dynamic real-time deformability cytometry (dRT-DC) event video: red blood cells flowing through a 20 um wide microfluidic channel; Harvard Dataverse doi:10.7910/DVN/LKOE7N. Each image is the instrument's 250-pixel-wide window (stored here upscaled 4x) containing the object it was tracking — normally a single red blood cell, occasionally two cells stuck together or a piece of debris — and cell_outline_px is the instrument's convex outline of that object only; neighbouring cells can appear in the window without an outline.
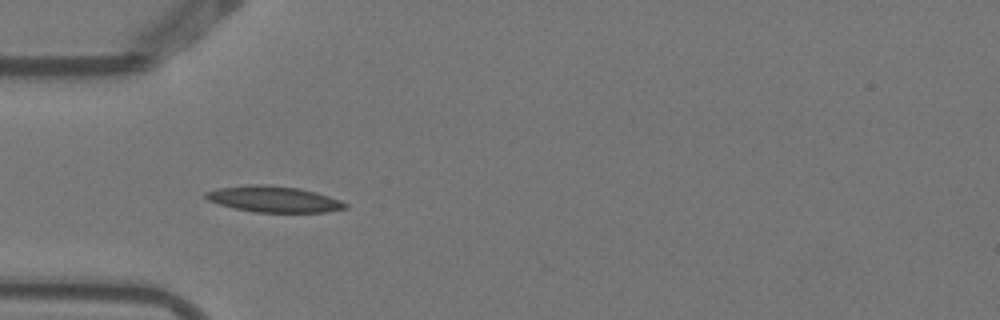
{"species": "Egyptian fruit bat (a non-hibernating species)", "species_latin": "Rousettus aegyptiacus", "temperature_condition": "warm", "stored_images_in_passage": 2, "camera_frame_rate_fps": 3000, "um_per_image_px": 0.085, "animal": {"sex": "female"}, "frame": {"image": 1, "passage_image": 1, "time_ms": 0.0, "image_size_px": [1000, 320], "cell_outline_px": [[348, 208], [324, 212], [256, 212], [236, 208], [220, 204], [208, 200], [204, 196], [204, 192], [216, 188], [252, 184], [260, 184], [300, 188], [316, 192], [340, 200], [348, 204]], "centroid_in_image_um": [23.27, 16.92], "position_along_channel_um": 61.7, "area_um2": 21.1}}
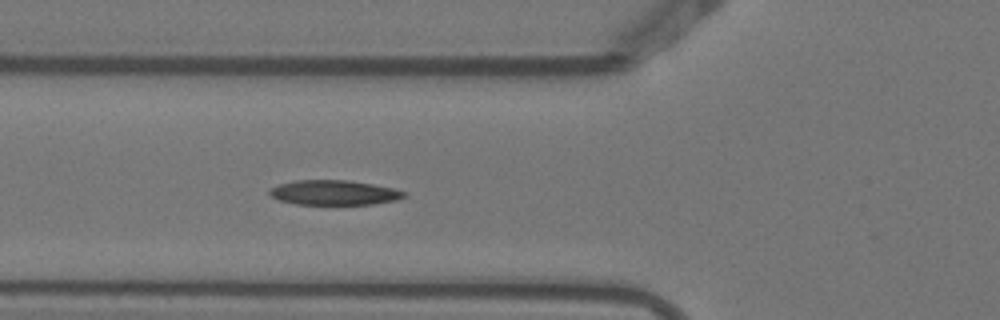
{"frame": {"image": 2, "passage_image": 2, "time_ms": 0.333, "image_size_px": [1000, 320], "cell_outline_px": [[408, 196], [396, 200], [372, 204], [296, 204], [280, 200], [272, 196], [268, 192], [272, 188], [280, 184], [296, 180], [348, 180], [372, 184], [392, 188], [408, 192]], "centroid_in_image_um": [28.45, 16.37], "position_along_channel_um": 97.4, "area_um2": 19.31}}